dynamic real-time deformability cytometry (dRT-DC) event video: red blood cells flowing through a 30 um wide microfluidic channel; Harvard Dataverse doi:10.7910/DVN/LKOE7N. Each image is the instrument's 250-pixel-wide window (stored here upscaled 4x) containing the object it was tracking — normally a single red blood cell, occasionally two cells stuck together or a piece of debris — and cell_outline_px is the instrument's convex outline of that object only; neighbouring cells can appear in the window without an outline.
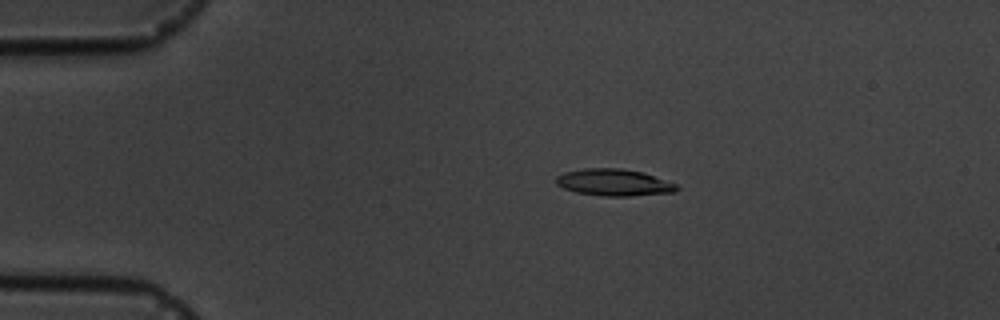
{"species": "common noctule bat (a hibernating species)", "species_latin": "Nyctalus noctula", "temperature_condition": "cold", "stored_images_in_passage": 6, "camera_frame_rate_fps": 3000, "um_per_image_px": 0.085, "animal": {"sex": "male", "body_mass_g": 19.5, "forearm_length_mm": 54.6}, "frame": {"image": 1, "passage_image": 3, "time_ms": 2.0, "image_size_px": [1000, 320], "cell_outline_px": [[680, 188], [676, 192], [628, 196], [604, 196], [576, 192], [564, 188], [556, 184], [556, 176], [564, 172], [584, 168], [624, 168], [644, 172], [676, 184]], "centroid_in_image_um": [52.19, 15.5], "position_along_channel_um": 32.8, "area_um2": 18.96}}
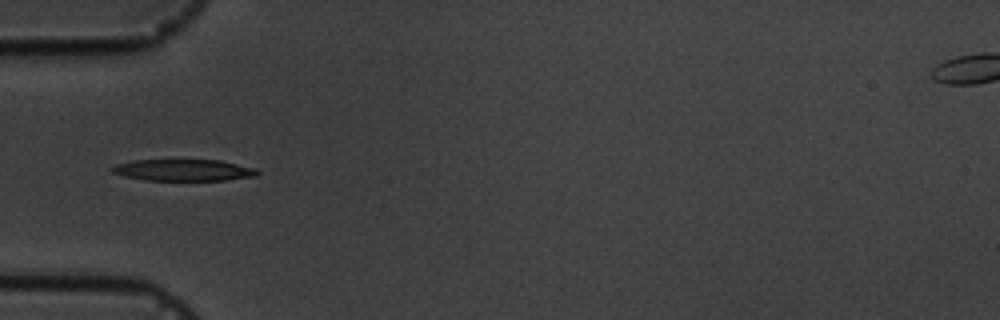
{"frame": {"image": 2, "passage_image": 5, "time_ms": 4.333, "image_size_px": [1000, 320], "cell_outline_px": [[260, 172], [256, 176], [224, 180], [144, 180], [124, 176], [112, 172], [108, 168], [116, 164], [136, 160], [220, 160], [256, 168]], "centroid_in_image_um": [15.59, 14.46], "position_along_channel_um": 69.4, "area_um2": 18.26}}
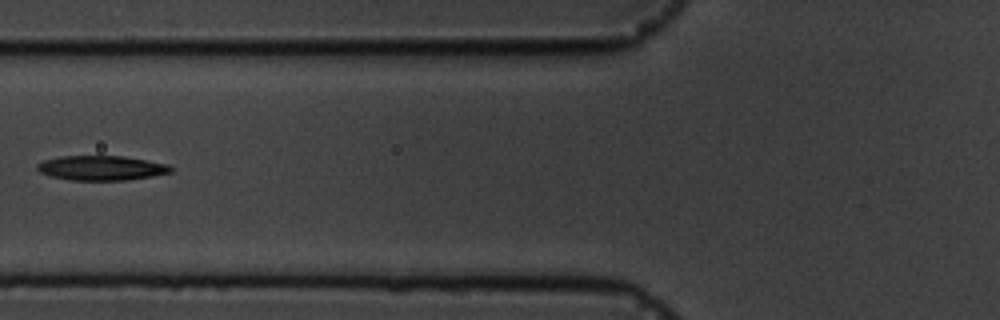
{"frame": {"image": 3, "passage_image": 6, "time_ms": 5.667, "image_size_px": [1000, 320], "cell_outline_px": [[176, 168], [172, 172], [152, 176], [128, 180], [72, 180], [52, 176], [40, 172], [36, 168], [36, 164], [44, 160], [60, 156], [124, 156], [168, 164]], "centroid_in_image_um": [8.66, 14.27], "position_along_channel_um": 117.1, "area_um2": 19.25}}